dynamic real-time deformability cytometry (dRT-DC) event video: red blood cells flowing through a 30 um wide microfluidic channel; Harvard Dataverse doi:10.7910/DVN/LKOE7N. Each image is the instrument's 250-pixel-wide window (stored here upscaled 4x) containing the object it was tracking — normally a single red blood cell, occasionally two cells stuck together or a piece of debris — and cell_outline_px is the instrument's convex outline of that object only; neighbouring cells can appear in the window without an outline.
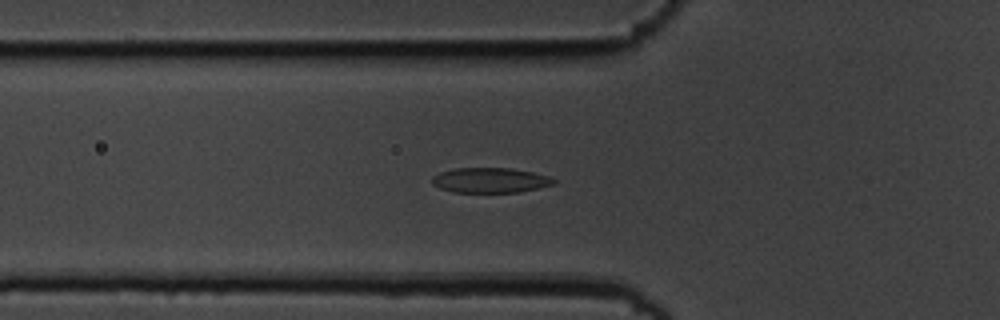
{"species": "common noctule bat (a hibernating species)", "species_latin": "Nyctalus noctula", "temperature_condition": "cold", "stored_images_in_passage": 46, "camera_frame_rate_fps": 3000, "um_per_image_px": 0.085, "animal": {"sex": "male", "body_mass_g": 19.5, "forearm_length_mm": 54.6}, "frame": {"image": 1, "passage_image": 10, "time_ms": 3.0, "image_size_px": [1000, 320], "cell_outline_px": [[556, 184], [520, 192], [452, 192], [440, 188], [432, 184], [432, 176], [440, 172], [456, 168], [512, 168], [532, 172], [548, 176], [556, 180]], "centroid_in_image_um": [41.67, 15.32], "position_along_channel_um": 84.1, "area_um2": 17.8}}
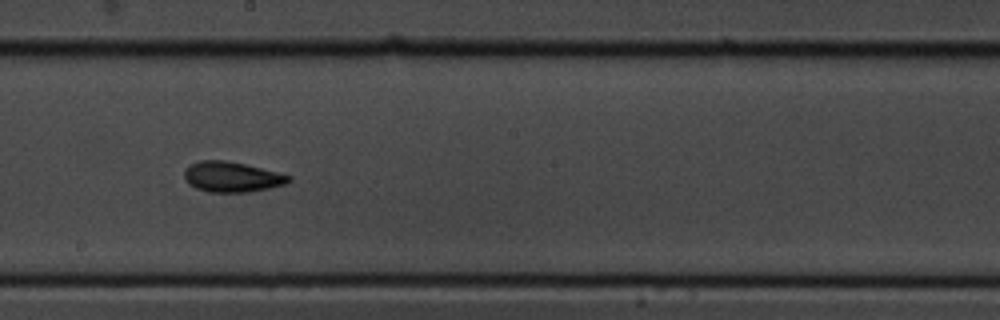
{"frame": {"image": 2, "passage_image": 22, "time_ms": 7.0, "image_size_px": [1000, 320], "cell_outline_px": [[292, 180], [284, 184], [268, 188], [248, 192], [208, 192], [196, 188], [188, 184], [184, 180], [184, 172], [188, 164], [200, 160], [224, 160], [244, 164], [292, 176]], "centroid_in_image_um": [19.65, 15.03], "position_along_channel_um": 228.5, "area_um2": 18.44}}
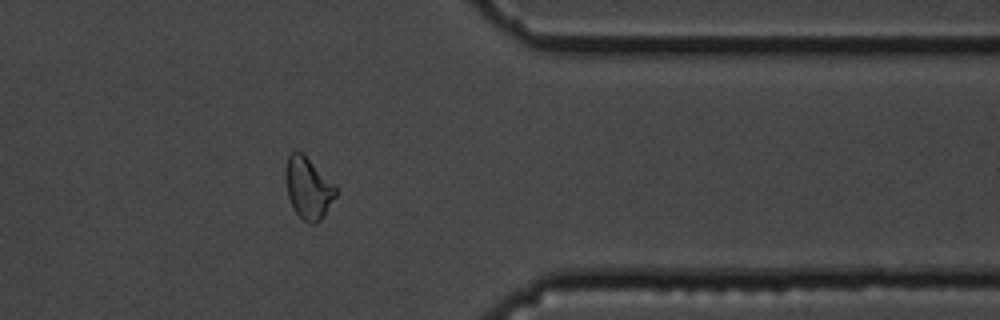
{"frame": {"image": 3, "passage_image": 36, "time_ms": 11.667, "image_size_px": [1000, 320], "cell_outline_px": [[336, 196], [324, 216], [316, 224], [308, 224], [292, 208], [288, 196], [284, 176], [284, 172], [288, 156], [292, 152], [304, 152], [336, 184]], "centroid_in_image_um": [26.21, 15.96], "position_along_channel_um": 385.2, "area_um2": 18.5}, "authors_computed_cell_mechanics": {"area_um2": 18.207, "velocity_mm_per_s": 3.6056, "shape_relaxation_time_tau1_ms": 2.567, "shape_relaxation_time_tau2_ms": 2.3732, "deformation_change_tau1": 0.1, "deformation_change_tau2": 0.0784}}